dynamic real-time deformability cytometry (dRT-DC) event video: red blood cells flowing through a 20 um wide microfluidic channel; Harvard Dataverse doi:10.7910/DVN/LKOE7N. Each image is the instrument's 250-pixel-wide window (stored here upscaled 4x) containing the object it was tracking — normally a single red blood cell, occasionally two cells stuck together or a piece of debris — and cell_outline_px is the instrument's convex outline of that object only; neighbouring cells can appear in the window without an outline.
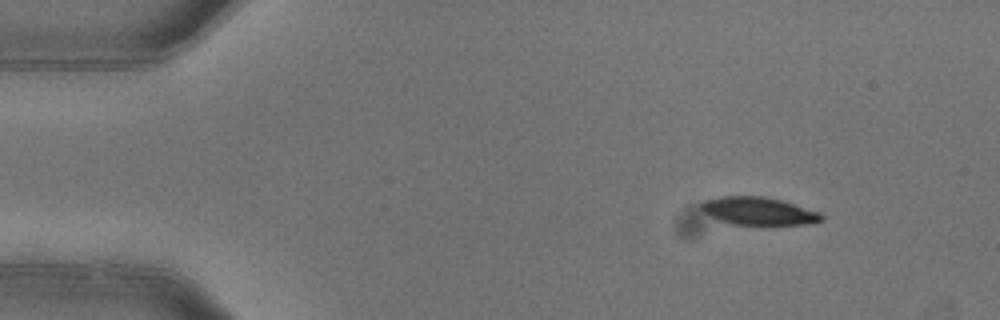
{"species": "common noctule bat (a hibernating species)", "species_latin": "Nyctalus noctula", "temperature_condition": "warm", "stored_images_in_passage": 4, "camera_frame_rate_fps": 3000, "um_per_image_px": 0.085, "animal": {"sex": "female"}, "frame": {"image": 1, "passage_image": 1, "time_ms": 0.0, "image_size_px": [1000, 320], "cell_outline_px": [[824, 220], [808, 224], [732, 224], [720, 220], [704, 212], [700, 208], [700, 204], [704, 200], [720, 196], [764, 196], [780, 200], [820, 212], [824, 216]], "centroid_in_image_um": [64.47, 17.93], "position_along_channel_um": 20.5, "area_um2": 19.31}}
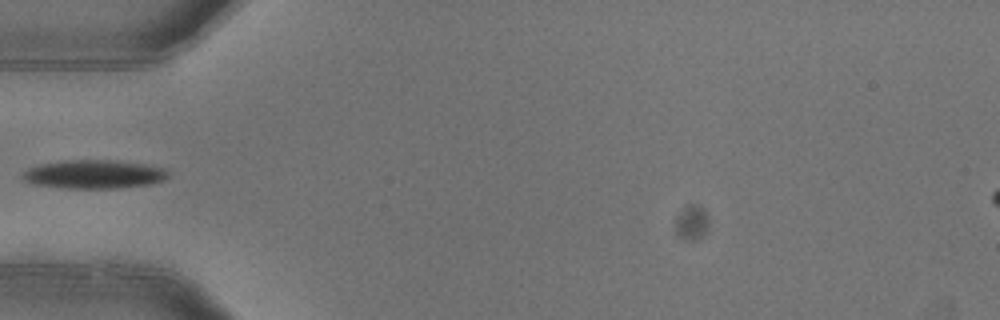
{"frame": {"image": 2, "passage_image": 4, "time_ms": 1.0, "image_size_px": [1000, 320], "cell_outline_px": [[168, 176], [164, 180], [152, 184], [120, 188], [60, 188], [32, 184], [24, 180], [20, 176], [28, 168], [40, 164], [64, 160], [116, 160], [144, 164], [164, 168], [168, 172]], "centroid_in_image_um": [7.97, 14.81], "position_along_channel_um": 77.0, "area_um2": 24.51}}